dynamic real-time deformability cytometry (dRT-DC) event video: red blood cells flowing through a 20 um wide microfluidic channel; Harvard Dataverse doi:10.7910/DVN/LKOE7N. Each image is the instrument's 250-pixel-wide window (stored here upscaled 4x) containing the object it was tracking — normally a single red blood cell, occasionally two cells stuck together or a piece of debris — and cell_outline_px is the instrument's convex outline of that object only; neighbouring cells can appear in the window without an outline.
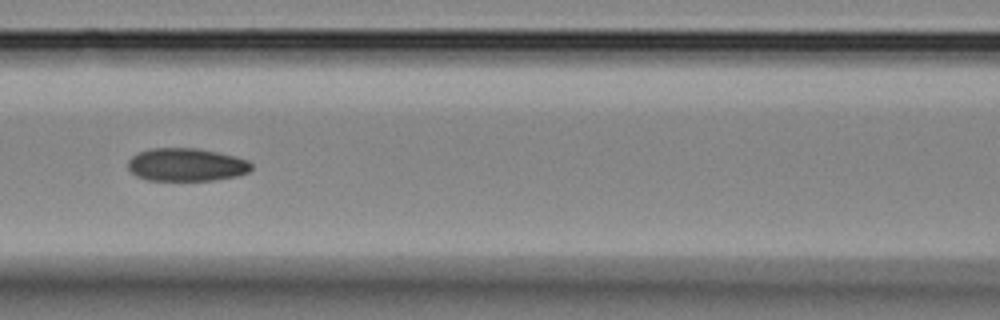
{"species": "Egyptian fruit bat (a non-hibernating species)", "species_latin": "Rousettus aegyptiacus", "temperature_condition": "room temperature", "stored_images_in_passage": 9, "segment_of_instrument_passage": [1, 2], "camera_frame_rate_fps": 3000, "um_per_image_px": 0.085, "animal": {"sex": "female"}, "frame": {"image": 1, "passage_image": 6, "time_ms": 5.667, "image_size_px": [1000, 320], "cell_outline_px": [[252, 168], [248, 172], [236, 176], [212, 180], [148, 180], [136, 176], [128, 168], [128, 160], [136, 152], [148, 148], [196, 148], [216, 152], [248, 160], [252, 164]], "centroid_in_image_um": [15.8, 13.99], "position_along_channel_um": 150.8, "area_um2": 23.7}}
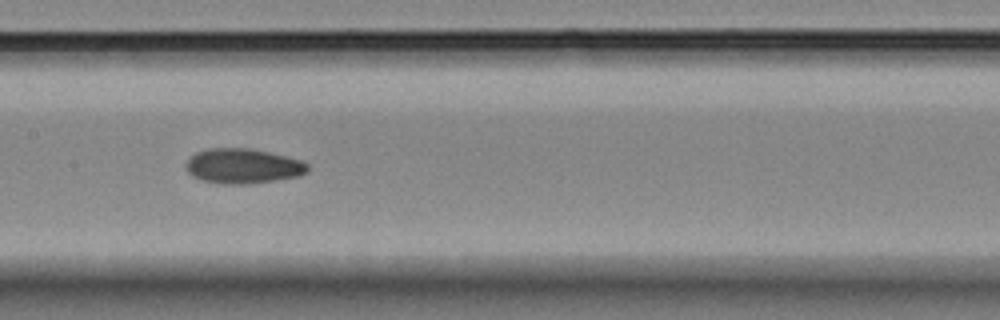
{"frame": {"image": 2, "passage_image": 7, "time_ms": 6.667, "image_size_px": [1000, 320], "cell_outline_px": [[308, 172], [300, 176], [276, 180], [248, 184], [224, 184], [204, 180], [192, 176], [188, 172], [184, 164], [196, 152], [208, 148], [248, 148], [268, 152], [300, 160], [308, 164]], "centroid_in_image_um": [20.65, 14.12], "position_along_channel_um": 186.8, "area_um2": 24.68}}
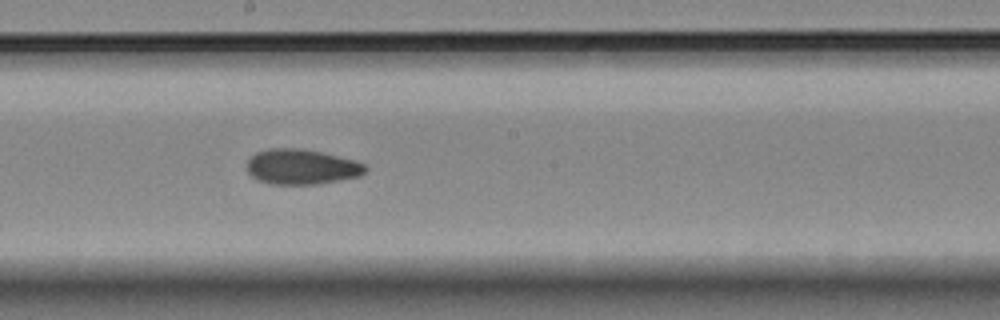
{"frame": {"image": 3, "passage_image": 8, "time_ms": 7.667, "image_size_px": [1000, 320], "cell_outline_px": [[368, 168], [360, 176], [340, 180], [316, 184], [268, 184], [256, 180], [248, 172], [248, 160], [256, 152], [268, 148], [300, 148], [320, 152], [356, 160], [364, 164]], "centroid_in_image_um": [25.63, 14.18], "position_along_channel_um": 222.6, "area_um2": 24.33}}